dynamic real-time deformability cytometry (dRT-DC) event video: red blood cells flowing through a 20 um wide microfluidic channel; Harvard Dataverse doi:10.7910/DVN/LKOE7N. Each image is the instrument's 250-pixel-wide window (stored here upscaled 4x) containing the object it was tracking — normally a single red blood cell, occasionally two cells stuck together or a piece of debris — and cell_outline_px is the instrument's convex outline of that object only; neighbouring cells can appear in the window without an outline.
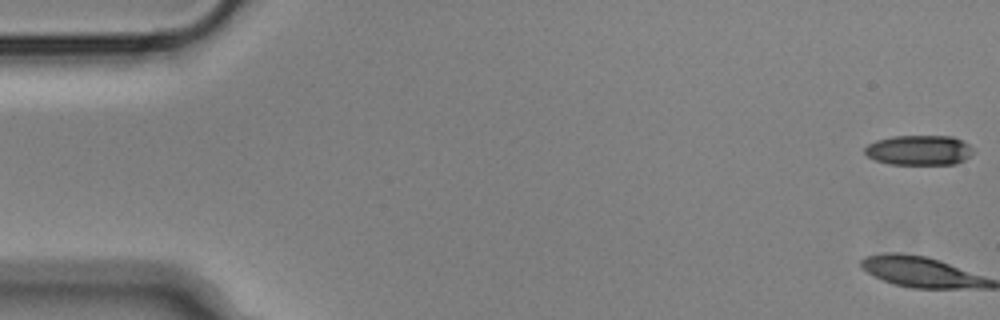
{"species": "Egyptian fruit bat (a non-hibernating species)", "species_latin": "Rousettus aegyptiacus", "temperature_condition": "cold", "stored_images_in_passage": 55, "camera_frame_rate_fps": 3000, "um_per_image_px": 0.085, "animal": {"sex": "male"}, "frame": {"image": 1, "passage_image": 1, "time_ms": 0.0, "image_size_px": [1000, 320], "cell_outline_px": [[972, 152], [964, 160], [956, 164], [888, 164], [876, 160], [868, 156], [864, 152], [864, 148], [868, 144], [876, 140], [892, 136], [952, 136], [968, 144], [972, 148]], "centroid_in_image_um": [78.09, 12.76], "position_along_channel_um": 6.9, "area_um2": 18.84}}
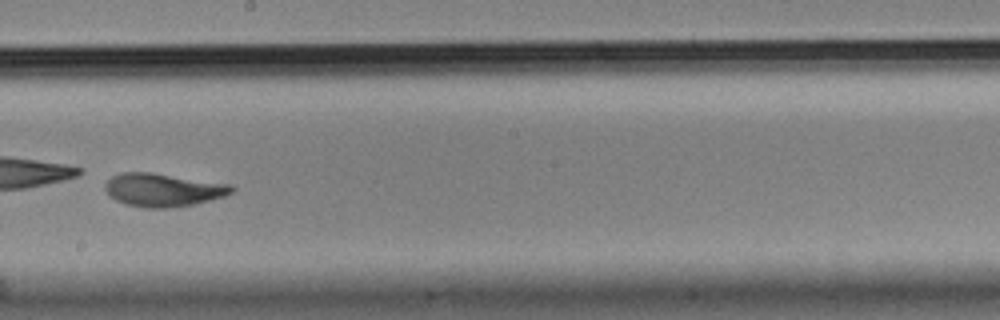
{"frame": {"image": 2, "passage_image": 32, "time_ms": 10.333, "image_size_px": [1000, 320], "cell_outline_px": [[236, 188], [232, 192], [224, 196], [192, 204], [168, 208], [144, 208], [128, 204], [116, 200], [108, 196], [104, 188], [104, 184], [112, 176], [120, 172], [152, 172], [232, 184]], "centroid_in_image_um": [13.84, 16.13], "position_along_channel_um": 234.4, "area_um2": 24.57}}